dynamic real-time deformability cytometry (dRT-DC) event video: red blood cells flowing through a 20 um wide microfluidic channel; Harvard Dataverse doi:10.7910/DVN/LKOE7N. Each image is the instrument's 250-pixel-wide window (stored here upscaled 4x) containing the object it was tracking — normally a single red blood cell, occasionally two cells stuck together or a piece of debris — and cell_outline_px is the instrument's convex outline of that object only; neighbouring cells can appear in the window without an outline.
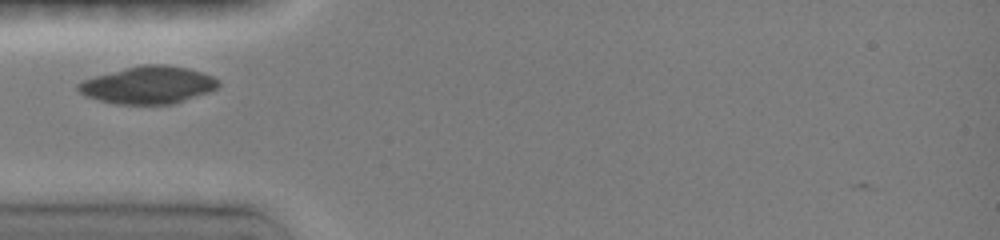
{"species": "common noctule bat (a hibernating species)", "species_latin": "Nyctalus noctula", "temperature_condition": "room temperature", "stored_images_in_passage": 57, "camera_frame_rate_fps": 3000, "um_per_image_px": 0.085, "animal": {"sex": "female", "body_mass_g": 19.0, "forearm_length_mm": 51.5}, "frame": {"image": 1, "passage_image": 1, "time_ms": 0.0, "image_size_px": [1000, 240], "cell_outline_px": [[220, 84], [216, 88], [208, 92], [172, 104], [116, 104], [100, 100], [88, 96], [80, 92], [76, 88], [76, 84], [84, 80], [96, 76], [124, 68], [140, 64], [168, 64], [188, 68], [212, 76]], "centroid_in_image_um": [12.59, 7.22], "position_along_channel_um": 72.4, "area_um2": 30.29}}
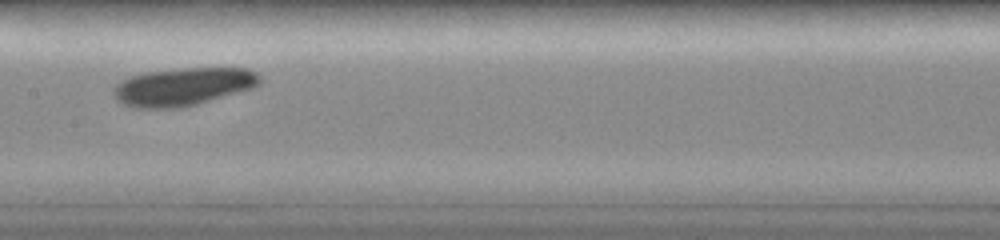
{"frame": {"image": 2, "passage_image": 18, "time_ms": 3.0, "image_size_px": [1000, 240], "cell_outline_px": [[260, 80], [252, 88], [196, 104], [180, 108], [132, 108], [116, 100], [112, 92], [112, 88], [120, 80], [144, 72], [184, 68], [248, 68], [256, 72], [260, 76]], "centroid_in_image_um": [15.5, 7.37], "position_along_channel_um": 191.9, "area_um2": 32.31}}
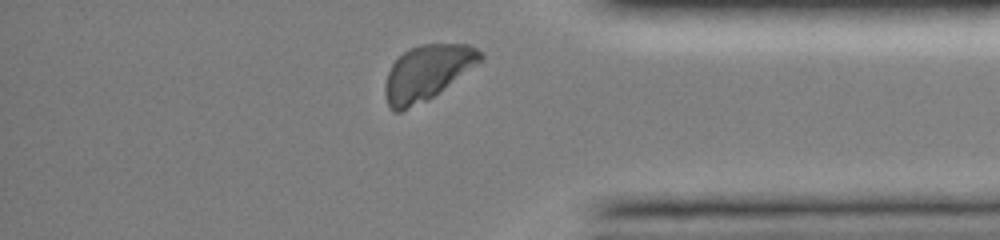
{"frame": {"image": 3, "passage_image": 49, "time_ms": 8.333, "image_size_px": [1000, 240], "cell_outline_px": [[484, 60], [428, 100], [400, 112], [392, 112], [388, 104], [384, 92], [384, 84], [388, 72], [392, 64], [408, 48], [424, 44], [468, 44], [484, 52]], "centroid_in_image_um": [36.32, 6.17], "position_along_channel_um": 398.9, "area_um2": 30.69}}